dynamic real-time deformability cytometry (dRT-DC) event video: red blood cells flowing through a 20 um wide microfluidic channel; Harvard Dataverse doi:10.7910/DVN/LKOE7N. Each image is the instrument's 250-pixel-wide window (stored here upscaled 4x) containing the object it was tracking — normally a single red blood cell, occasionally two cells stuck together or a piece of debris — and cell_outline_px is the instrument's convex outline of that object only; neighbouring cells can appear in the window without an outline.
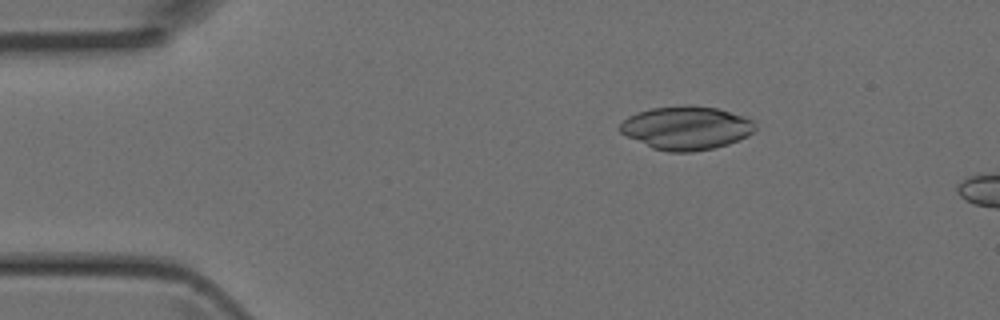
{"species": "Egyptian fruit bat (a non-hibernating species)", "species_latin": "Rousettus aegyptiacus", "temperature_condition": "room temperature", "stored_images_in_passage": 4, "camera_frame_rate_fps": 3000, "um_per_image_px": 0.085, "animal": {"sex": "female"}, "frame": {"image": 1, "passage_image": 3, "time_ms": 0.667, "image_size_px": [1000, 320], "cell_outline_px": [[756, 128], [748, 136], [728, 144], [712, 148], [692, 152], [668, 152], [652, 148], [620, 132], [616, 128], [628, 116], [636, 112], [652, 108], [688, 104], [716, 108], [744, 116], [752, 120], [756, 124]], "centroid_in_image_um": [58.32, 10.86], "position_along_channel_um": 26.7, "area_um2": 34.33}}